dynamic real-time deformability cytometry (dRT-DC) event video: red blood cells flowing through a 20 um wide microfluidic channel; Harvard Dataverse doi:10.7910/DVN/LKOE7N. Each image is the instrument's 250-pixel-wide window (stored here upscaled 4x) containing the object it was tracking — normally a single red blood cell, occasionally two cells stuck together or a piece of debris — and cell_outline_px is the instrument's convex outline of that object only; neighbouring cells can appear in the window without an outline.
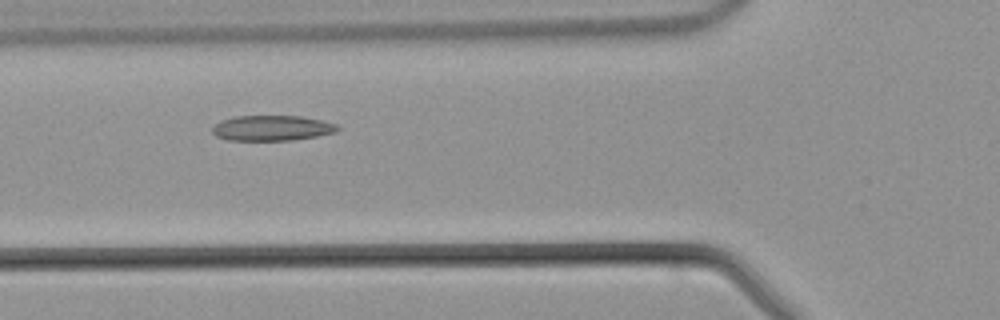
{"species": "common noctule bat (a hibernating species)", "species_latin": "Nyctalus noctula", "temperature_condition": "warm", "stored_images_in_passage": 40, "camera_frame_rate_fps": 3000, "um_per_image_px": 0.085, "animal": {"sex": "male", "body_mass_g": 21.5, "forearm_length_mm": 52.0}, "frame": {"image": 1, "passage_image": 11, "time_ms": 3.333, "image_size_px": [1000, 320], "cell_outline_px": [[340, 128], [336, 132], [316, 136], [292, 140], [228, 140], [216, 136], [212, 132], [212, 128], [220, 120], [236, 116], [300, 116], [320, 120], [336, 124]], "centroid_in_image_um": [23.1, 10.88], "position_along_channel_um": 102.7, "area_um2": 18.38}}
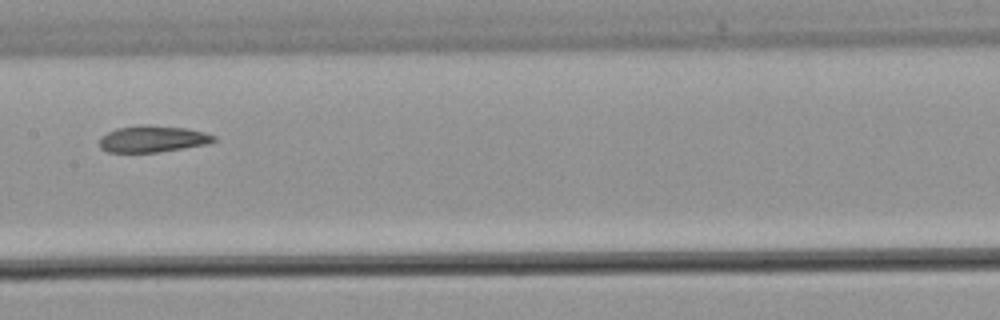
{"frame": {"image": 2, "passage_image": 17, "time_ms": 5.333, "image_size_px": [1000, 320], "cell_outline_px": [[216, 140], [208, 144], [156, 152], [108, 152], [100, 148], [100, 136], [116, 128], [140, 124], [148, 124], [184, 128], [204, 132], [216, 136]], "centroid_in_image_um": [12.95, 11.79], "position_along_channel_um": 194.4, "area_um2": 17.74}}
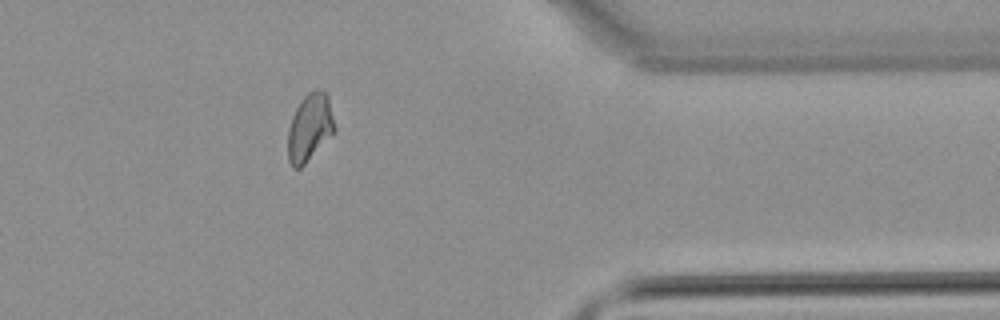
{"frame": {"image": 3, "passage_image": 31, "time_ms": 10.0, "image_size_px": [1000, 320], "cell_outline_px": [[336, 132], [300, 168], [292, 168], [288, 160], [288, 128], [292, 116], [300, 100], [308, 92], [316, 88], [324, 88], [328, 96], [336, 128]], "centroid_in_image_um": [26.34, 10.8], "position_along_channel_um": 385.1, "area_um2": 18.73}}